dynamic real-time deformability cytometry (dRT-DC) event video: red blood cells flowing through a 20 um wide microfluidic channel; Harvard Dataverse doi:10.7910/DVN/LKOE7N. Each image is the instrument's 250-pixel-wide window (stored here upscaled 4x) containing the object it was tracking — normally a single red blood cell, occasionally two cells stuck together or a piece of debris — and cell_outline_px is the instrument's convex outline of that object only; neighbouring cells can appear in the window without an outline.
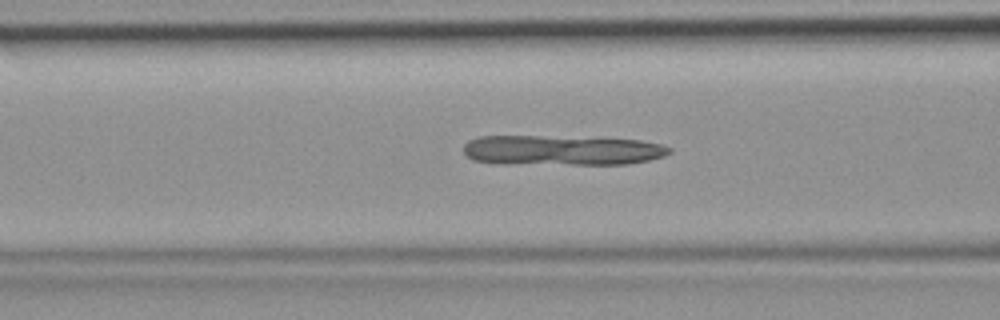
{"species": "common noctule bat (a hibernating species)", "species_latin": "Nyctalus noctula", "temperature_condition": "room temperature", "stored_images_in_passage": 32, "camera_frame_rate_fps": 3000, "um_per_image_px": 0.085, "animal": {"sex": "female", "body_mass_g": 19.9}, "frame": {"image": 1, "passage_image": 4, "time_ms": 1.0, "image_size_px": [1000, 320], "cell_outline_px": [[672, 152], [664, 156], [648, 160], [628, 164], [500, 164], [472, 160], [464, 156], [464, 144], [468, 140], [476, 136], [536, 136], [640, 140], [664, 144], [672, 148]], "centroid_in_image_um": [47.71, 12.78], "position_along_channel_um": 118.9, "area_um2": 36.36}}
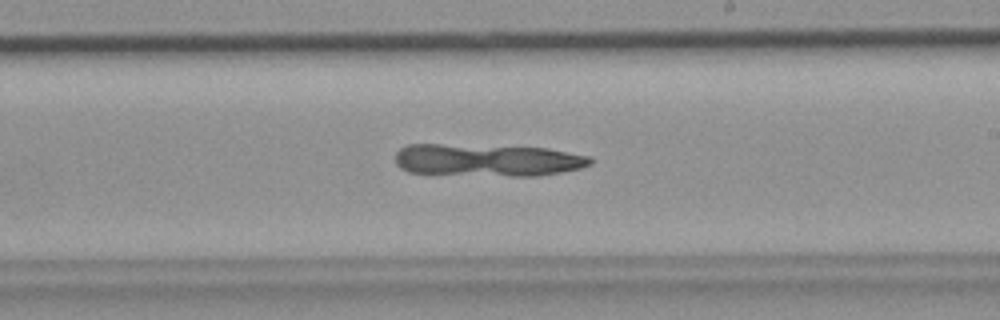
{"frame": {"image": 2, "passage_image": 13, "time_ms": 4.0, "image_size_px": [1000, 320], "cell_outline_px": [[592, 164], [580, 168], [560, 172], [536, 176], [512, 176], [408, 172], [400, 168], [396, 164], [396, 152], [400, 148], [408, 144], [440, 144], [548, 148], [592, 156]], "centroid_in_image_um": [41.45, 13.6], "position_along_channel_um": 247.6, "area_um2": 36.7}}
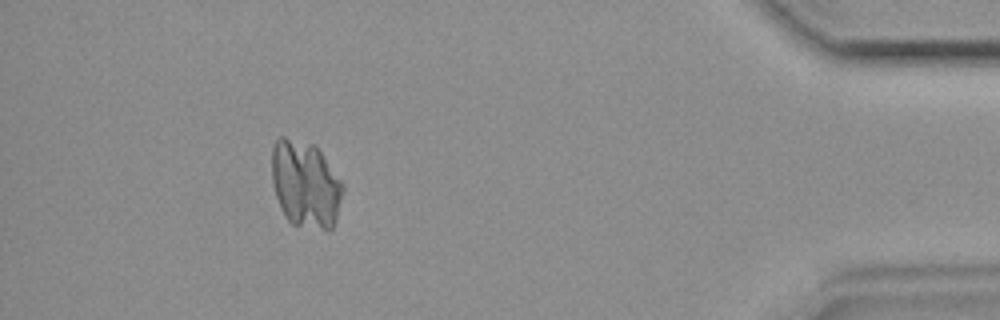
{"frame": {"image": 3, "passage_image": 28, "time_ms": 9.0, "image_size_px": [1000, 320], "cell_outline_px": [[344, 192], [336, 220], [332, 228], [328, 232], [292, 224], [284, 216], [280, 208], [276, 196], [272, 180], [272, 148], [276, 140], [280, 136], [284, 136], [312, 144], [320, 152], [344, 184]], "centroid_in_image_um": [25.97, 15.7], "position_along_channel_um": 409.2, "area_um2": 36.36}}